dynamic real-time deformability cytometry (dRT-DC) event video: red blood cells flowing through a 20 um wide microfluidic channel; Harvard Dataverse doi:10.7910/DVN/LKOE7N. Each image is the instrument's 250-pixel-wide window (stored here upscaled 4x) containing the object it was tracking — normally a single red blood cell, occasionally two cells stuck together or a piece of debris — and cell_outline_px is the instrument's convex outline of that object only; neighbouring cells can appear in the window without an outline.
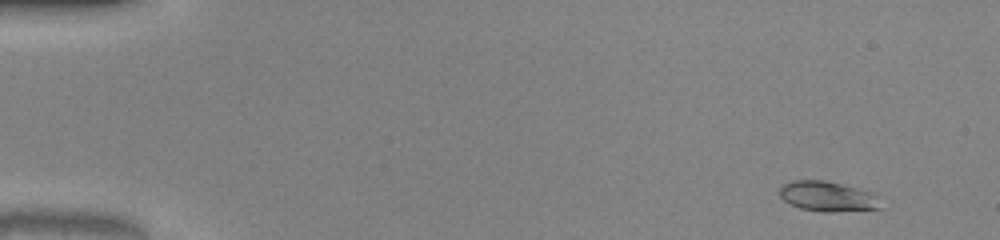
{"species": "common noctule bat (a hibernating species)", "species_latin": "Nyctalus noctula", "temperature_condition": "warm", "stored_images_in_passage": 50, "camera_frame_rate_fps": 3000, "um_per_image_px": 0.085, "animal": {"sex": "male", "body_mass_g": 20.0, "forearm_length_mm": 53.3}, "frame": {"image": 1, "passage_image": 3, "time_ms": 0.667, "image_size_px": [1000, 240], "cell_outline_px": [[880, 208], [832, 212], [824, 212], [800, 208], [784, 200], [780, 196], [780, 188], [784, 184], [792, 180], [824, 180], [840, 184], [868, 192], [876, 196]], "centroid_in_image_um": [70.28, 16.69], "position_along_channel_um": 14.7, "area_um2": 17.17}}
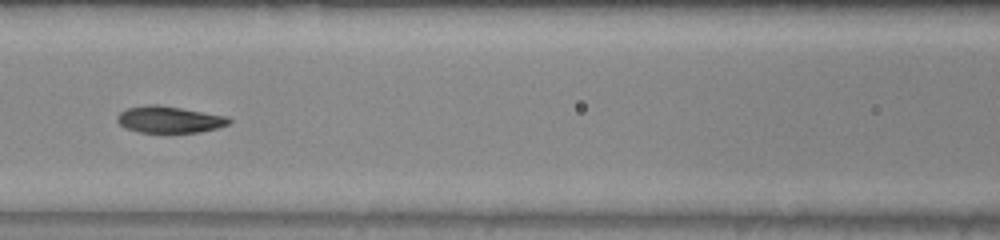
{"frame": {"image": 2, "passage_image": 23, "time_ms": 7.333, "image_size_px": [1000, 240], "cell_outline_px": [[232, 120], [228, 124], [216, 128], [200, 132], [140, 132], [124, 128], [116, 120], [116, 116], [120, 112], [128, 108], [148, 104], [156, 104], [228, 116]], "centroid_in_image_um": [14.37, 10.16], "position_along_channel_um": 152.2, "area_um2": 17.28}}
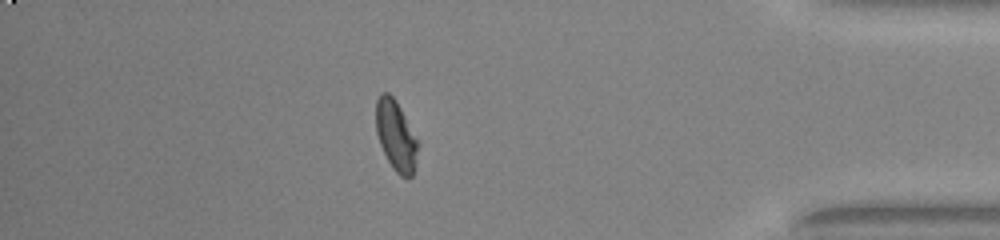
{"frame": {"image": 3, "passage_image": 44, "time_ms": 14.333, "image_size_px": [1000, 240], "cell_outline_px": [[416, 168], [412, 176], [408, 180], [400, 176], [392, 168], [380, 144], [376, 132], [376, 100], [380, 92], [388, 92], [396, 100], [416, 140]], "centroid_in_image_um": [33.62, 11.55], "position_along_channel_um": 401.6, "area_um2": 16.88}, "authors_computed_cell_mechanics": {"area_um2": 17.3978, "velocity_mm_per_s": 4.0736, "shape_relaxation_time_tau1_ms": 8.9046, "shape_relaxation_time_tau2_ms": 1.54, "deformation_change_tau1": 0.2601, "deformation_change_tau2": 0.0679}}